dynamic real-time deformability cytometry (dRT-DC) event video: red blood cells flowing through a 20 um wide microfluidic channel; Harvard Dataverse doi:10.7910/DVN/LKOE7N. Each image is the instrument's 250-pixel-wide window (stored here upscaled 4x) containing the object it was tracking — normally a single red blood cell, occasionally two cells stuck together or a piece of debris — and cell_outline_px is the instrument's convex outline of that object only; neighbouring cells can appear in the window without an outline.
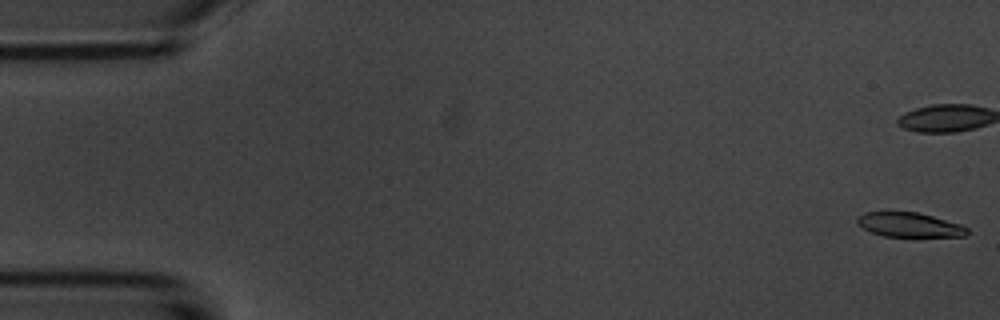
{"species": "common noctule bat (a hibernating species)", "species_latin": "Nyctalus noctula", "temperature_condition": "room temperature", "stored_images_in_passage": 16, "camera_frame_rate_fps": 3000, "um_per_image_px": 0.085, "animal": {"sex": "male", "body_mass_g": 20.1, "forearm_length_mm": 53.5}, "frame": {"image": 1, "passage_image": 1, "time_ms": 0.0, "image_size_px": [1000, 320], "cell_outline_px": [[968, 232], [964, 236], [884, 236], [872, 232], [856, 224], [856, 220], [864, 212], [916, 212], [932, 216], [960, 224], [968, 228]], "centroid_in_image_um": [77.28, 19.1], "position_along_channel_um": 7.7, "area_um2": 15.37}}
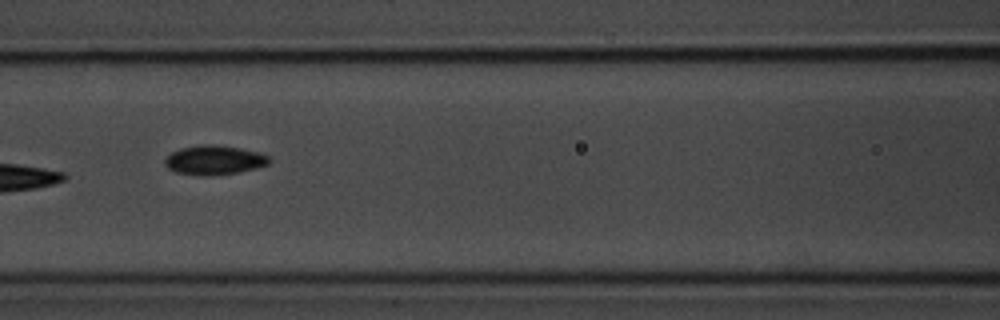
{"frame": {"image": 2, "passage_image": 7, "time_ms": 8.0, "image_size_px": [1000, 320], "cell_outline_px": [[272, 160], [268, 164], [256, 168], [236, 172], [212, 176], [200, 176], [176, 172], [168, 168], [164, 164], [164, 160], [172, 152], [180, 148], [200, 144], [216, 144], [240, 148], [256, 152], [268, 156]], "centroid_in_image_um": [18.19, 13.6], "position_along_channel_um": 148.4, "area_um2": 17.86}}
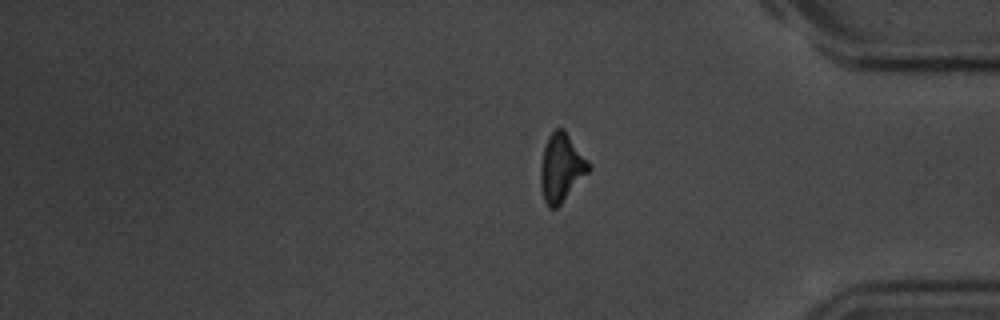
{"frame": {"image": 3, "passage_image": 16, "time_ms": 19.333, "image_size_px": [1000, 320], "cell_outline_px": [[592, 168], [560, 204], [556, 208], [548, 208], [544, 200], [540, 184], [540, 168], [544, 148], [548, 136], [556, 128], [564, 128], [588, 160]], "centroid_in_image_um": [47.71, 14.24], "position_along_channel_um": 387.5, "area_um2": 19.02}, "authors_computed_cell_mechanics": {"area_um2": 17.2533, "velocity_mm_per_s": 3.659, "shape_relaxation_time_tau1_ms": 0.3872, "shape_relaxation_time_tau2_ms": 4.6659, "deformation_change_tau1": 0.1023, "deformation_change_tau2": 0.0603}}